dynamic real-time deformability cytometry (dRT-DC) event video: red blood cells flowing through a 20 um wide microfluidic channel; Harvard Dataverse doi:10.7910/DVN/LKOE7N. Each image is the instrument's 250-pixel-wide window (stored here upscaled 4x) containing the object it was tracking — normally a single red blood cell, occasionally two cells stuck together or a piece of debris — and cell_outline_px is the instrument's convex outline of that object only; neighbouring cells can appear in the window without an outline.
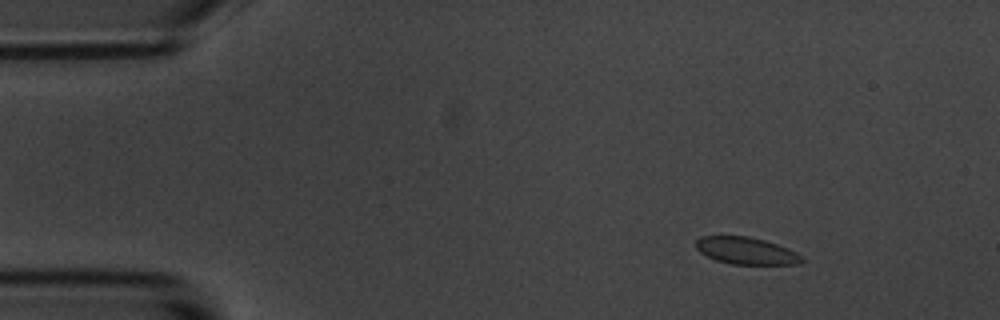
{"species": "common noctule bat (a hibernating species)", "species_latin": "Nyctalus noctula", "temperature_condition": "room temperature", "stored_images_in_passage": 5, "segment_of_instrument_passage": [1, 2], "camera_frame_rate_fps": 3000, "um_per_image_px": 0.085, "animal": {"sex": "male", "body_mass_g": 20.1, "forearm_length_mm": 53.5}, "frame": {"image": 1, "passage_image": 2, "time_ms": 1.0, "image_size_px": [1000, 320], "cell_outline_px": [[804, 260], [800, 264], [732, 264], [716, 260], [700, 252], [696, 248], [696, 240], [700, 236], [748, 236], [764, 240], [776, 244], [796, 252], [804, 256]], "centroid_in_image_um": [63.44, 21.31], "position_along_channel_um": 21.6, "area_um2": 16.65}}